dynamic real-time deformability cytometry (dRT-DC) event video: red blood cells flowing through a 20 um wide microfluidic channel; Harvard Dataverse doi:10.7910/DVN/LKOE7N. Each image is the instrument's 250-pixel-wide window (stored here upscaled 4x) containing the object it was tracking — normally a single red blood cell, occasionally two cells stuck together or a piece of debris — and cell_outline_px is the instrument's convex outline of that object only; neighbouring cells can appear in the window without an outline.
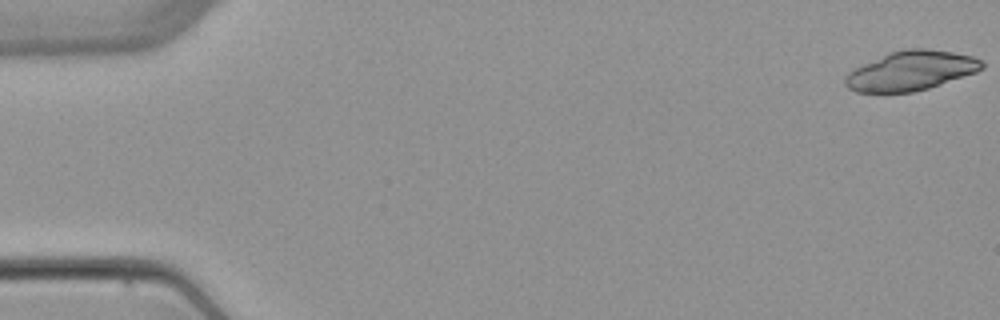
{"species": "common noctule bat (a hibernating species)", "species_latin": "Nyctalus noctula", "temperature_condition": "warm", "stored_images_in_passage": 4, "camera_frame_rate_fps": 3000, "um_per_image_px": 0.085, "animal": {"sex": "female", "body_mass_g": 22.7, "forearm_length_mm": 54.2}, "frame": {"image": 1, "passage_image": 1, "time_ms": 0.0, "image_size_px": [1000, 320], "cell_outline_px": [[984, 68], [976, 72], [928, 88], [912, 92], [856, 92], [848, 88], [844, 84], [844, 76], [848, 72], [888, 52], [904, 48], [924, 48], [952, 52], [972, 56], [984, 60]], "centroid_in_image_um": [77.43, 6.0], "position_along_channel_um": 7.6, "area_um2": 31.39}}